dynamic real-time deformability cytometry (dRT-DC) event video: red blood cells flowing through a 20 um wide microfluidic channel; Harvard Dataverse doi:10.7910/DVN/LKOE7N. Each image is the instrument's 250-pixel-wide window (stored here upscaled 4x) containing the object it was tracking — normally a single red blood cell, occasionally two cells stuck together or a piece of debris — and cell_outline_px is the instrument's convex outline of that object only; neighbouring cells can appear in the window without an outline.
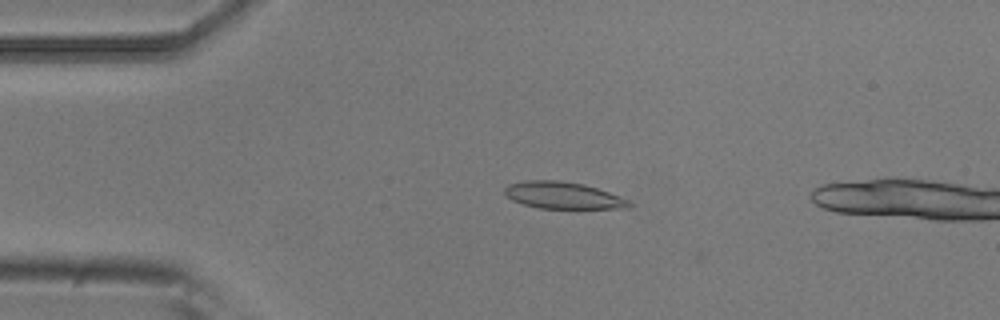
{"species": "common noctule bat (a hibernating species)", "species_latin": "Nyctalus noctula", "temperature_condition": "room temperature", "stored_images_in_passage": 5, "camera_frame_rate_fps": 3000, "um_per_image_px": 0.085, "animal": {"sex": "male", "body_mass_g": 20.5, "forearm_length_mm": 52.5}, "frame": {"image": 1, "passage_image": 4, "time_ms": 1.0, "image_size_px": [1000, 320], "cell_outline_px": [[632, 204], [628, 208], [540, 208], [524, 204], [512, 200], [504, 192], [504, 188], [508, 184], [524, 180], [556, 180], [584, 184], [620, 196], [628, 200]], "centroid_in_image_um": [47.83, 16.6], "position_along_channel_um": 37.2, "area_um2": 19.31}}